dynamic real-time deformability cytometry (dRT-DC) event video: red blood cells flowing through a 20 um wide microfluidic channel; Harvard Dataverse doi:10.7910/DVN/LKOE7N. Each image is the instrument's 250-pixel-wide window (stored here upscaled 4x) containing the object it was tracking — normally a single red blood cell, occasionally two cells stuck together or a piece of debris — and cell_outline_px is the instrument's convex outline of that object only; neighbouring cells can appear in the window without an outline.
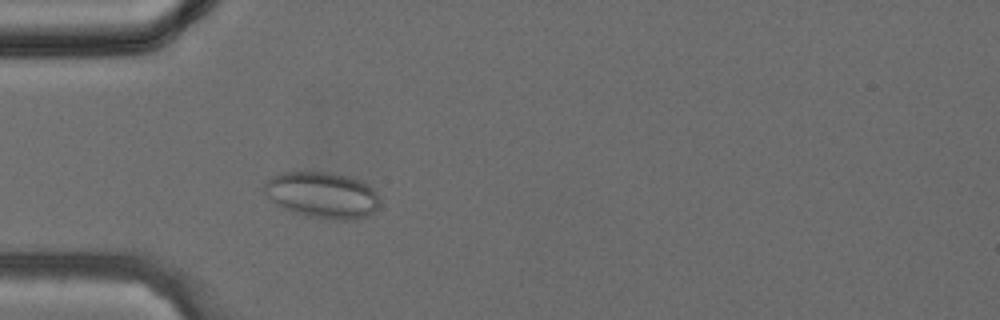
{"species": "common noctule bat (a hibernating species)", "species_latin": "Nyctalus noctula", "temperature_condition": "cold", "stored_images_in_passage": 38, "camera_frame_rate_fps": 3000, "um_per_image_px": 0.085, "animal": {"sex": "female", "body_mass_g": 24.6, "forearm_length_mm": 56.2}, "frame": {"image": 1, "passage_image": 9, "time_ms": 2.667, "image_size_px": [1000, 320], "cell_outline_px": [[380, 204], [368, 216], [356, 220], [340, 220], [308, 216], [284, 208], [276, 204], [260, 188], [264, 180], [280, 172], [328, 172], [360, 180], [368, 184], [376, 192], [380, 200]], "centroid_in_image_um": [27.37, 16.57], "position_along_channel_um": 57.6, "area_um2": 31.21}}
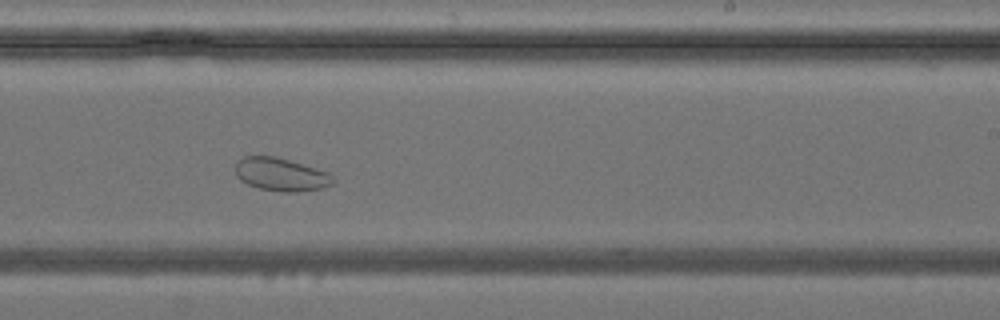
{"frame": {"image": 2, "passage_image": 22, "time_ms": 7.0, "image_size_px": [1000, 320], "cell_outline_px": [[336, 180], [332, 184], [320, 188], [296, 192], [284, 192], [260, 188], [248, 184], [240, 180], [236, 176], [236, 160], [244, 156], [276, 156], [316, 168], [328, 172]], "centroid_in_image_um": [23.87, 14.82], "position_along_channel_um": 265.1, "area_um2": 18.79}}
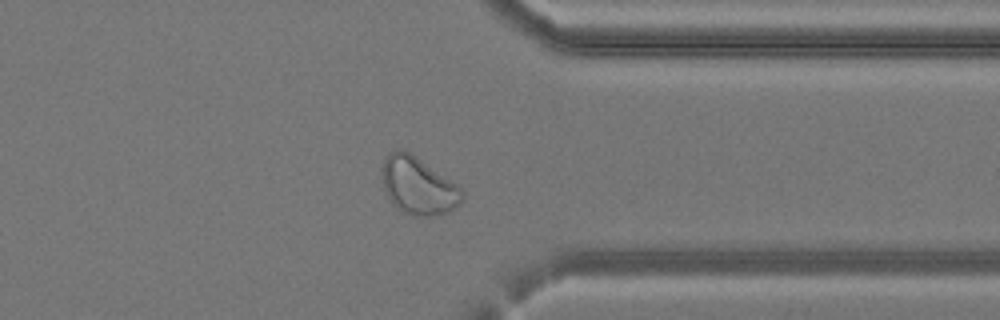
{"frame": {"image": 3, "passage_image": 29, "time_ms": 9.333, "image_size_px": [1000, 320], "cell_outline_px": [[464, 200], [456, 208], [448, 212], [428, 216], [416, 216], [404, 212], [396, 208], [392, 204], [384, 188], [380, 172], [384, 160], [392, 152], [400, 148], [408, 152], [456, 184], [464, 192]], "centroid_in_image_um": [35.54, 15.82], "position_along_channel_um": 375.9, "area_um2": 26.47}}